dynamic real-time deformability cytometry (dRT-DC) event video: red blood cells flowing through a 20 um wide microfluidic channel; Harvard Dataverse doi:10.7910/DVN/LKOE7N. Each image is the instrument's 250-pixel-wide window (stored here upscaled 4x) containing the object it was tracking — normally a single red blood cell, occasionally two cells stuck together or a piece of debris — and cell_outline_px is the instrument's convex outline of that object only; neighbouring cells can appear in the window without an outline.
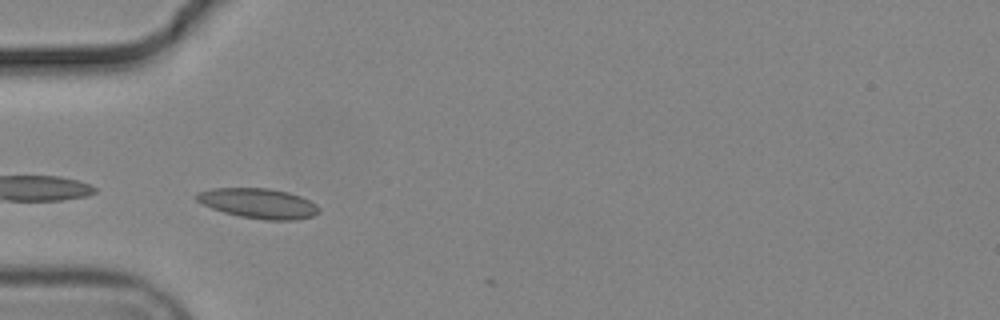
{"species": "common noctule bat (a hibernating species)", "species_latin": "Nyctalus noctula", "temperature_condition": "cold", "stored_images_in_passage": 2, "camera_frame_rate_fps": 3000, "um_per_image_px": 0.085, "animal": {"sex": "male", "body_mass_g": 19.2, "forearm_length_mm": 51.8}, "frame": {"image": 1, "passage_image": 1, "time_ms": 0.0, "image_size_px": [1000, 320], "cell_outline_px": [[320, 212], [312, 216], [296, 220], [264, 220], [240, 216], [224, 212], [212, 208], [196, 200], [192, 196], [196, 192], [212, 188], [268, 188], [288, 192], [300, 196], [316, 204], [320, 208]], "centroid_in_image_um": [21.95, 17.28], "position_along_channel_um": 63.1, "area_um2": 21.5}}